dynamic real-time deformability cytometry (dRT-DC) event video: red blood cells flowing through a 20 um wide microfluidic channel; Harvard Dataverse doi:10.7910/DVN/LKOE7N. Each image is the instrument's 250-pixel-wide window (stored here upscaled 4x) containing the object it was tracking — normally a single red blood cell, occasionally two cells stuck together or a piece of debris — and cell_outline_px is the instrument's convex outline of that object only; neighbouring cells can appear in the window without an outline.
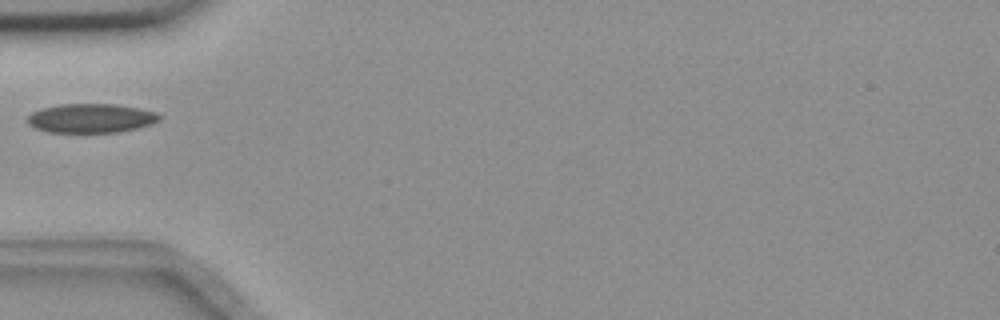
{"species": "common noctule bat (a hibernating species)", "species_latin": "Nyctalus noctula", "temperature_condition": "room temperature", "stored_images_in_passage": 2, "camera_frame_rate_fps": 3000, "um_per_image_px": 0.085, "animal": {"sex": "female", "body_mass_g": 18.4}, "frame": {"image": 1, "passage_image": 1, "time_ms": 0.0, "image_size_px": [1000, 320], "cell_outline_px": [[160, 120], [152, 124], [120, 132], [48, 132], [36, 128], [28, 124], [24, 120], [32, 112], [40, 108], [60, 104], [116, 104], [140, 108], [156, 112], [160, 116]], "centroid_in_image_um": [7.71, 10.04], "position_along_channel_um": 77.3, "area_um2": 22.54}}